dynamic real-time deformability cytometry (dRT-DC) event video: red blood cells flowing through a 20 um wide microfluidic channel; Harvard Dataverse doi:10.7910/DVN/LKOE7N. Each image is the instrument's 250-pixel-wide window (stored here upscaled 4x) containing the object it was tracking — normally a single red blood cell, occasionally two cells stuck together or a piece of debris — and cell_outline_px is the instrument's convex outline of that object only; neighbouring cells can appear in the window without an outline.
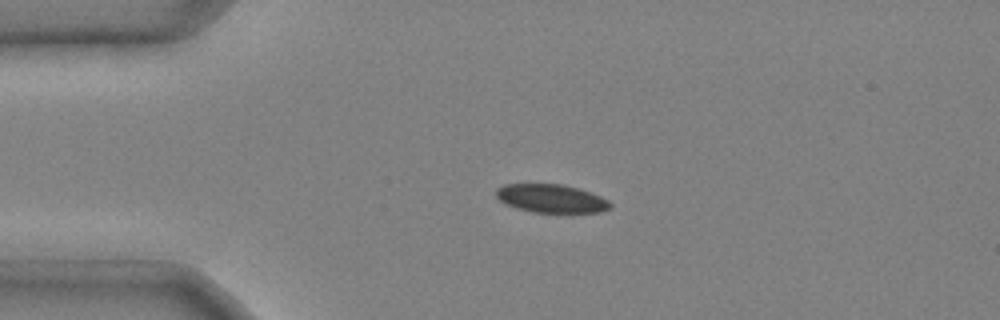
{"species": "common noctule bat (a hibernating species)", "species_latin": "Nyctalus noctula", "temperature_condition": "cold", "stored_images_in_passage": 38, "camera_frame_rate_fps": 3000, "um_per_image_px": 0.085, "animal": {"sex": "male", "body_mass_g": 20.4}, "frame": {"image": 1, "passage_image": 1, "time_ms": 0.0, "image_size_px": [1000, 320], "cell_outline_px": [[612, 208], [600, 212], [532, 212], [516, 208], [504, 204], [496, 196], [496, 188], [504, 184], [564, 184], [580, 188], [592, 192], [608, 200], [612, 204]], "centroid_in_image_um": [46.87, 16.86], "position_along_channel_um": 38.1, "area_um2": 19.07}}
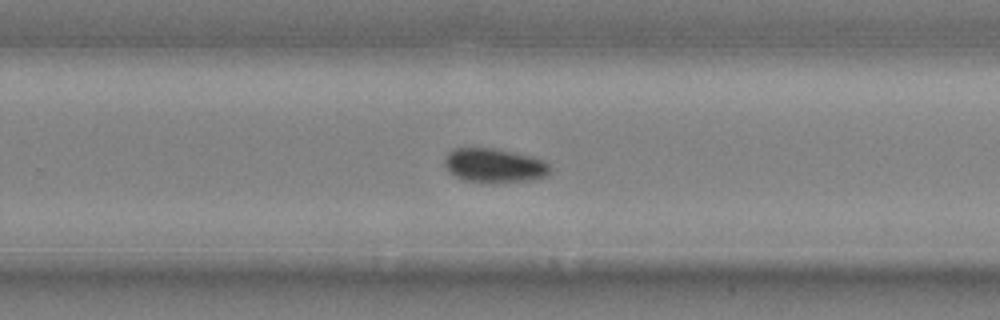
{"frame": {"image": 2, "passage_image": 22, "time_ms": 7.0, "image_size_px": [1000, 320], "cell_outline_px": [[552, 168], [548, 176], [536, 180], [496, 184], [488, 184], [464, 180], [448, 172], [444, 164], [444, 156], [452, 148], [496, 148], [516, 152], [532, 156], [544, 160]], "centroid_in_image_um": [42.04, 14.09], "position_along_channel_um": 287.8, "area_um2": 21.91}}
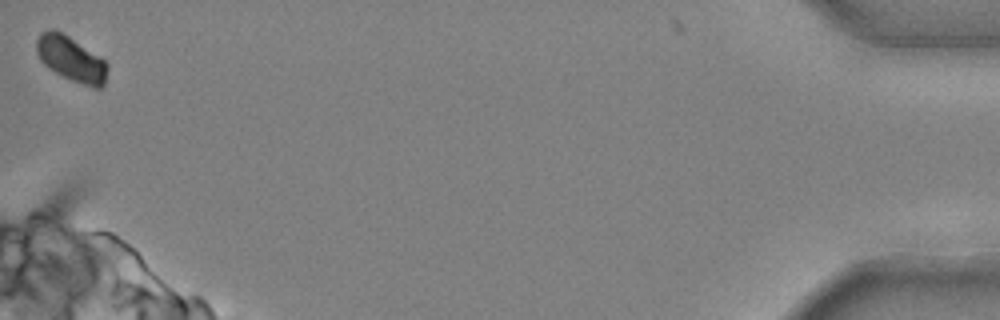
{"frame": {"image": 3, "passage_image": 38, "time_ms": 12.333, "image_size_px": [1000, 320], "cell_outline_px": [[108, 68], [104, 84], [100, 88], [92, 88], [72, 80], [48, 68], [40, 60], [36, 52], [36, 40], [40, 32], [52, 28], [68, 36], [100, 56], [108, 64]], "centroid_in_image_um": [6.04, 5.0], "position_along_channel_um": 429.2, "area_um2": 18.61}, "authors_computed_cell_mechanics": {"area_um2": 20.808, "velocity_mm_per_s": 3.9714, "shape_relaxation_time_tau1_ms": 4.7146, "shape_relaxation_time_tau2_ms": null, "deformation_change_tau1": 0.0822, "deformation_change_tau2": null}}